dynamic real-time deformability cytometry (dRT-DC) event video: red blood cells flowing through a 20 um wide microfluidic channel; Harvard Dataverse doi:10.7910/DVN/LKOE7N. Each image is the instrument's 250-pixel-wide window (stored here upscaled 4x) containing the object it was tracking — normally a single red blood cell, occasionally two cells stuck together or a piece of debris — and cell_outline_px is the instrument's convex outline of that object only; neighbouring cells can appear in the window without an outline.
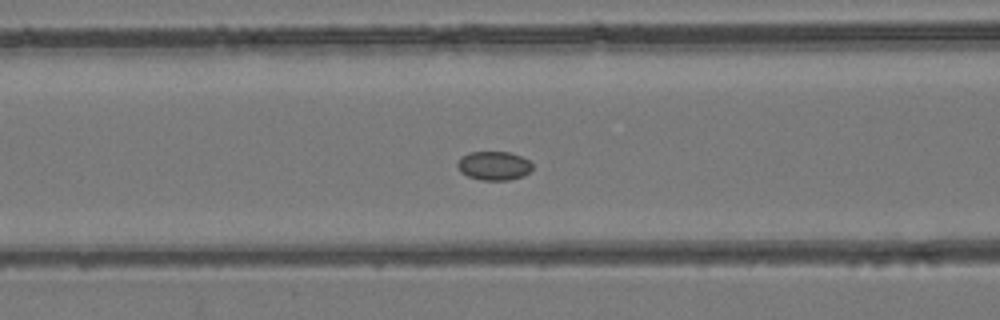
{"species": "common noctule bat (a hibernating species)", "species_latin": "Nyctalus noctula", "temperature_condition": "room temperature", "stored_images_in_passage": 33, "camera_frame_rate_fps": 3000, "um_per_image_px": 0.085, "animal": {"sex": "female", "body_mass_g": 24.6, "forearm_length_mm": 56.2}, "frame": {"image": 1, "passage_image": 5, "time_ms": 1.333, "image_size_px": [1000, 320], "cell_outline_px": [[532, 168], [524, 176], [508, 180], [480, 180], [468, 176], [460, 172], [456, 164], [468, 152], [508, 152], [520, 156], [528, 160], [532, 164]], "centroid_in_image_um": [41.98, 14.09], "position_along_channel_um": 124.6, "area_um2": 12.48}}
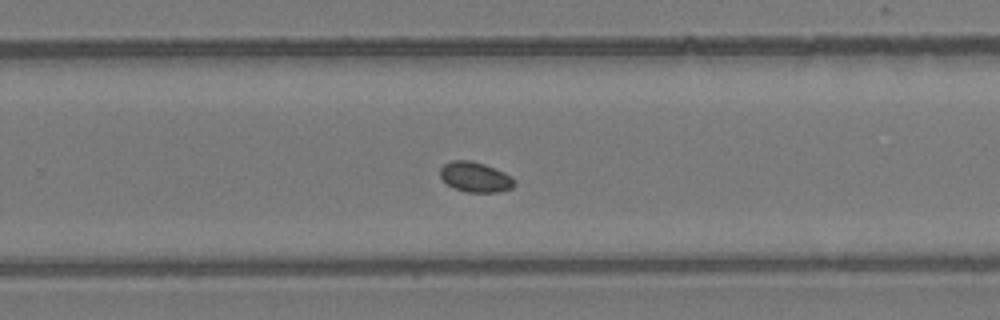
{"frame": {"image": 2, "passage_image": 17, "time_ms": 5.333, "image_size_px": [1000, 320], "cell_outline_px": [[516, 184], [512, 188], [496, 192], [468, 192], [452, 188], [440, 176], [440, 168], [444, 164], [452, 160], [472, 160], [484, 164], [504, 172], [512, 176], [516, 180]], "centroid_in_image_um": [40.41, 15.04], "position_along_channel_um": 289.4, "area_um2": 13.12}}
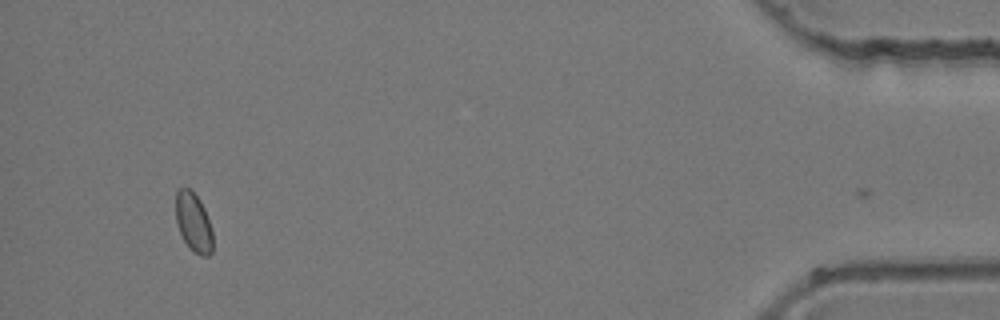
{"frame": {"image": 3, "passage_image": 32, "time_ms": 10.333, "image_size_px": [1000, 320], "cell_outline_px": [[212, 252], [208, 256], [200, 256], [184, 240], [176, 224], [176, 192], [180, 188], [188, 188], [200, 200], [204, 208], [212, 232]], "centroid_in_image_um": [16.44, 18.89], "position_along_channel_um": 418.8, "area_um2": 12.43}}